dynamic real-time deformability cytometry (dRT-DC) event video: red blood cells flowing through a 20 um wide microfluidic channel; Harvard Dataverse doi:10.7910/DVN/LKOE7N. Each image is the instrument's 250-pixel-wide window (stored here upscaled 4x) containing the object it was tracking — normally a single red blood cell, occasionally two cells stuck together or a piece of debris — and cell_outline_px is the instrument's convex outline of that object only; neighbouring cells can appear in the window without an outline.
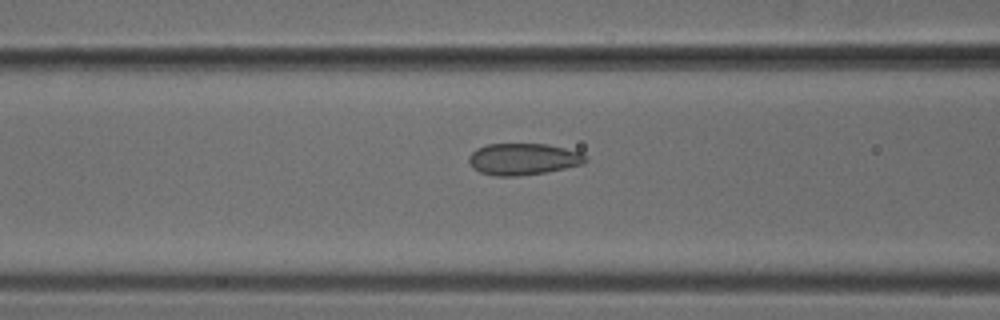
{"species": "common noctule bat (a hibernating species)", "species_latin": "Nyctalus noctula", "temperature_condition": "cold", "stored_images_in_passage": 50, "camera_frame_rate_fps": 3000, "um_per_image_px": 0.085, "animal": {"sex": "male", "body_mass_g": 18.8}, "frame": {"image": 1, "passage_image": 20, "time_ms": 6.333, "image_size_px": [1000, 320], "cell_outline_px": [[588, 160], [584, 164], [544, 172], [516, 176], [492, 176], [480, 172], [472, 168], [468, 160], [468, 156], [476, 148], [488, 144], [544, 144], [564, 148], [580, 152], [588, 156]], "centroid_in_image_um": [44.45, 13.52], "position_along_channel_um": 122.1, "area_um2": 21.56}}
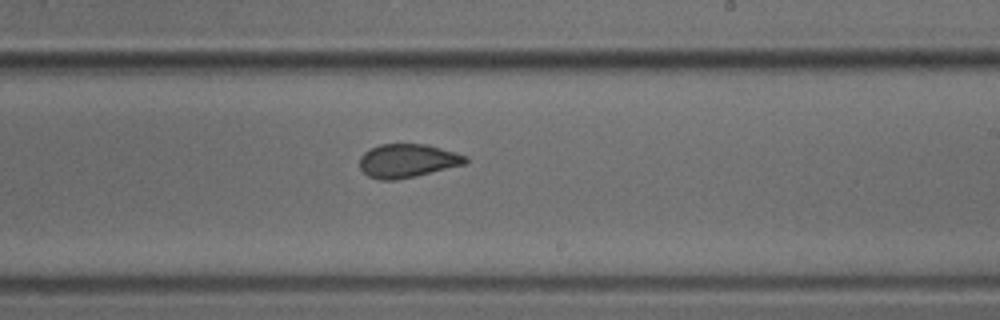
{"frame": {"image": 2, "passage_image": 30, "time_ms": 9.667, "image_size_px": [1000, 320], "cell_outline_px": [[468, 160], [464, 164], [416, 176], [396, 180], [380, 180], [368, 176], [360, 168], [360, 156], [364, 152], [380, 144], [428, 144], [456, 152], [468, 156]], "centroid_in_image_um": [34.64, 13.66], "position_along_channel_um": 254.4, "area_um2": 20.75}}
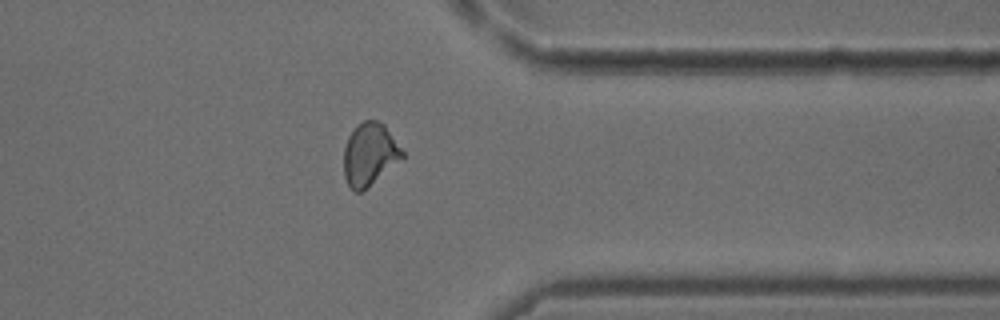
{"frame": {"image": 3, "passage_image": 40, "time_ms": 13.0, "image_size_px": [1000, 320], "cell_outline_px": [[404, 156], [360, 192], [356, 192], [348, 184], [344, 176], [344, 148], [348, 136], [364, 120], [376, 120], [384, 124], [404, 152]], "centroid_in_image_um": [31.4, 13.09], "position_along_channel_um": 380.0, "area_um2": 20.63}}